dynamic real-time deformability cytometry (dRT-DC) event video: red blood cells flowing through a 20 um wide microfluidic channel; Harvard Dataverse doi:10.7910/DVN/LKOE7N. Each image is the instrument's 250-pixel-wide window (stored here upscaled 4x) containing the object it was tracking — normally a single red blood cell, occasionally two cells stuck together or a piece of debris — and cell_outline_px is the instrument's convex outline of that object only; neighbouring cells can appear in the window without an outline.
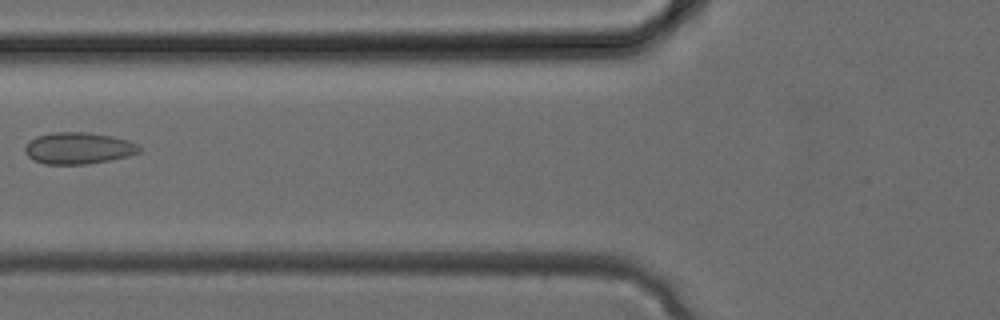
{"species": "common noctule bat (a hibernating species)", "species_latin": "Nyctalus noctula", "temperature_condition": "cold", "stored_images_in_passage": 22, "camera_frame_rate_fps": 3000, "um_per_image_px": 0.085, "animal": {"sex": "female", "body_mass_g": 24.6, "forearm_length_mm": 56.2}, "frame": {"image": 1, "passage_image": 8, "time_ms": 2.333, "image_size_px": [1000, 320], "cell_outline_px": [[140, 152], [128, 156], [88, 164], [44, 164], [32, 160], [24, 152], [24, 148], [28, 140], [36, 136], [52, 132], [88, 132], [112, 136], [128, 140], [136, 144], [140, 148]], "centroid_in_image_um": [6.61, 12.59], "position_along_channel_um": 119.2, "area_um2": 21.21}}
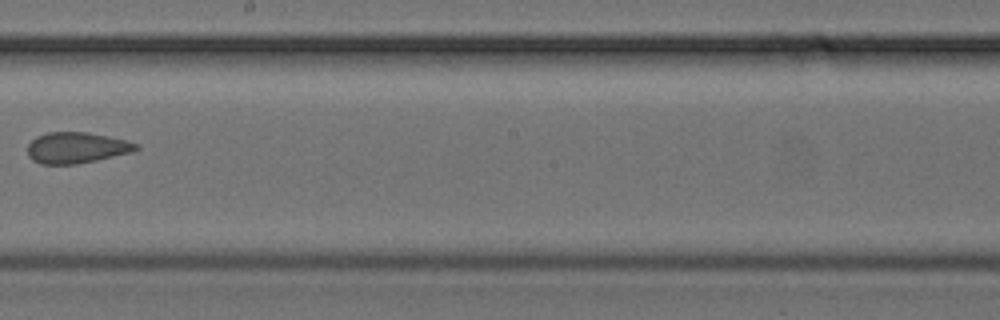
{"frame": {"image": 2, "passage_image": 14, "time_ms": 4.333, "image_size_px": [1000, 320], "cell_outline_px": [[140, 148], [132, 152], [96, 160], [76, 164], [40, 164], [32, 160], [28, 156], [28, 144], [36, 136], [48, 132], [88, 132], [128, 140], [140, 144]], "centroid_in_image_um": [6.52, 12.55], "position_along_channel_um": 241.7, "area_um2": 19.77}}
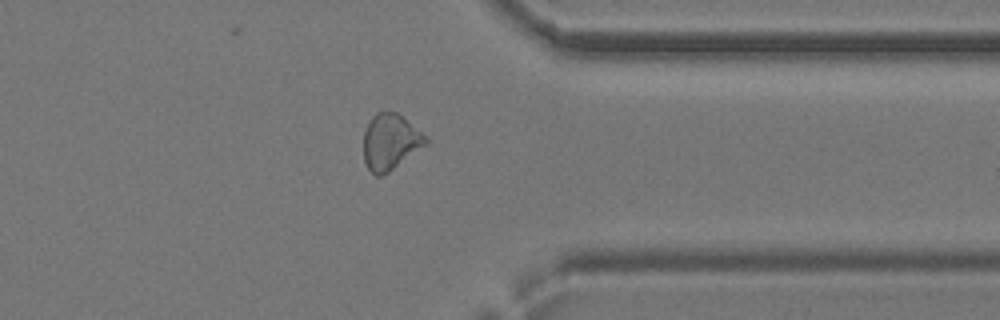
{"frame": {"image": 3, "passage_image": 21, "time_ms": 6.667, "image_size_px": [1000, 320], "cell_outline_px": [[428, 144], [388, 172], [380, 176], [376, 176], [368, 168], [364, 160], [364, 132], [372, 116], [376, 112], [396, 112], [428, 136]], "centroid_in_image_um": [33.2, 12.06], "position_along_channel_um": 378.2, "area_um2": 20.17}}